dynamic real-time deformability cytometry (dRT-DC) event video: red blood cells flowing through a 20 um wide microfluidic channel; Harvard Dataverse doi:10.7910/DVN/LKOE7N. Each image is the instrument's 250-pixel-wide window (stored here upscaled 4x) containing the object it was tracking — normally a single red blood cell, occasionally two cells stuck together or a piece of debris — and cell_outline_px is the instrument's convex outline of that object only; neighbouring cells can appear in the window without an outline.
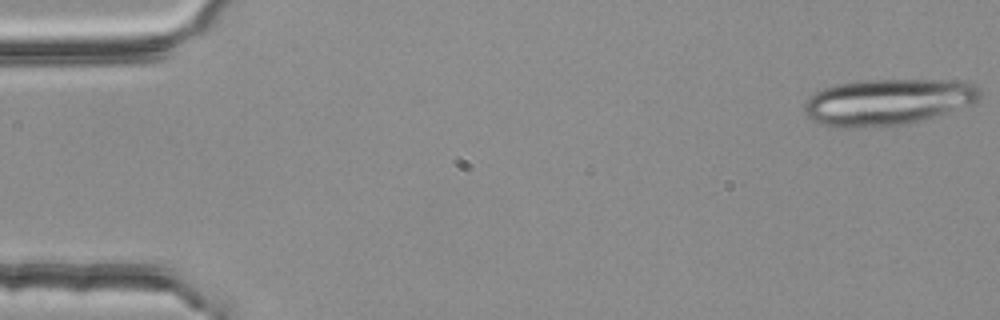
{"species": "common noctule bat (a hibernating species)", "species_latin": "Nyctalus noctula", "temperature_condition": "room temperature", "stored_images_in_passage": 19, "camera_frame_rate_fps": 3000, "um_per_image_px": 0.085, "animal": {"sex": "female", "body_mass_g": 25.1}, "frame": {"image": 1, "passage_image": 1, "time_ms": 0.0, "image_size_px": [1000, 320], "cell_outline_px": [[980, 100], [976, 104], [932, 116], [900, 124], [864, 128], [844, 128], [824, 124], [812, 120], [804, 112], [804, 104], [816, 92], [824, 88], [836, 84], [856, 80], [960, 80], [976, 84], [980, 92]], "centroid_in_image_um": [75.49, 8.64], "position_along_channel_um": 9.5, "area_um2": 47.28}}